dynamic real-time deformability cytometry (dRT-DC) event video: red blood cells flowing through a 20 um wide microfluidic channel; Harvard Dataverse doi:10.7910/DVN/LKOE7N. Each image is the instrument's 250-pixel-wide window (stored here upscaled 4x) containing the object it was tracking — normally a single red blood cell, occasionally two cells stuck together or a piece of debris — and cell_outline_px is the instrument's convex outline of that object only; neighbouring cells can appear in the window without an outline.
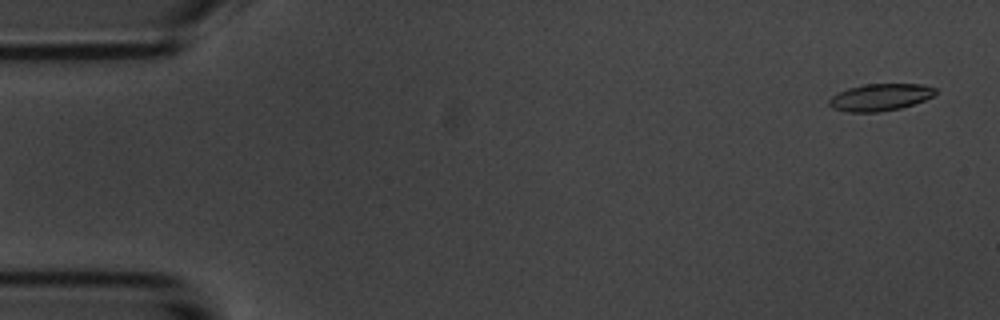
{"species": "common noctule bat (a hibernating species)", "species_latin": "Nyctalus noctula", "temperature_condition": "room temperature", "stored_images_in_passage": 4, "camera_frame_rate_fps": 3000, "um_per_image_px": 0.085, "animal": {"sex": "male", "body_mass_g": 20.1, "forearm_length_mm": 53.5}, "frame": {"image": 1, "passage_image": 1, "time_ms": 0.0, "image_size_px": [1000, 320], "cell_outline_px": [[936, 92], [932, 96], [924, 100], [900, 108], [880, 112], [848, 112], [832, 108], [828, 104], [828, 100], [832, 96], [848, 88], [864, 84], [920, 84], [936, 88]], "centroid_in_image_um": [74.79, 8.27], "position_along_channel_um": 10.2, "area_um2": 16.65}}
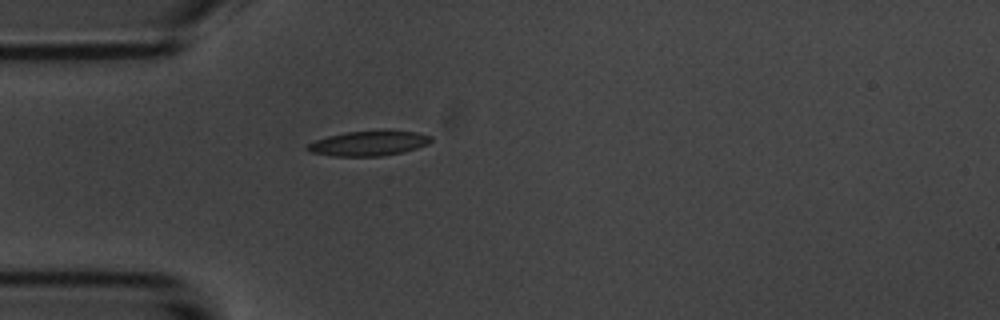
{"frame": {"image": 2, "passage_image": 4, "time_ms": 4.333, "image_size_px": [1000, 320], "cell_outline_px": [[432, 140], [428, 144], [404, 152], [380, 156], [332, 156], [308, 152], [304, 148], [308, 144], [316, 140], [328, 136], [348, 132], [416, 132], [432, 136]], "centroid_in_image_um": [31.29, 12.21], "position_along_channel_um": 53.7, "area_um2": 17.51}}